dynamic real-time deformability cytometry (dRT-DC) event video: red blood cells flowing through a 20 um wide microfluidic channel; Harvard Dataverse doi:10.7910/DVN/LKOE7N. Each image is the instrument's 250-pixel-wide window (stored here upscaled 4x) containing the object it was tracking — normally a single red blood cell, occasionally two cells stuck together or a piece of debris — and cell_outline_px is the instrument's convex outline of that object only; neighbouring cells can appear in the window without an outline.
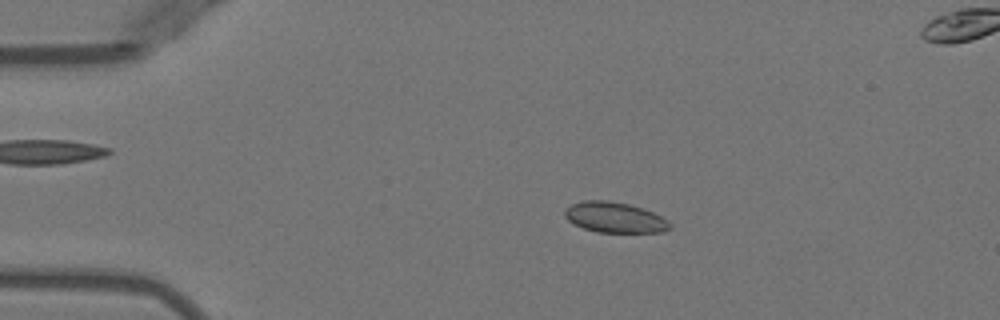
{"species": "Egyptian fruit bat (a non-hibernating species)", "species_latin": "Rousettus aegyptiacus", "temperature_condition": "warm", "stored_images_in_passage": 52, "segment_of_instrument_passage": [1, 2], "camera_frame_rate_fps": 3000, "um_per_image_px": 0.085, "animal": {"sex": "female"}, "frame": {"image": 1, "passage_image": 10, "time_ms": 3.0, "image_size_px": [1000, 320], "cell_outline_px": [[672, 228], [664, 232], [596, 232], [584, 228], [568, 220], [564, 216], [564, 208], [572, 204], [584, 200], [608, 200], [628, 204], [644, 208], [668, 220], [672, 224]], "centroid_in_image_um": [52.27, 18.48], "position_along_channel_um": 32.7, "area_um2": 18.79}}
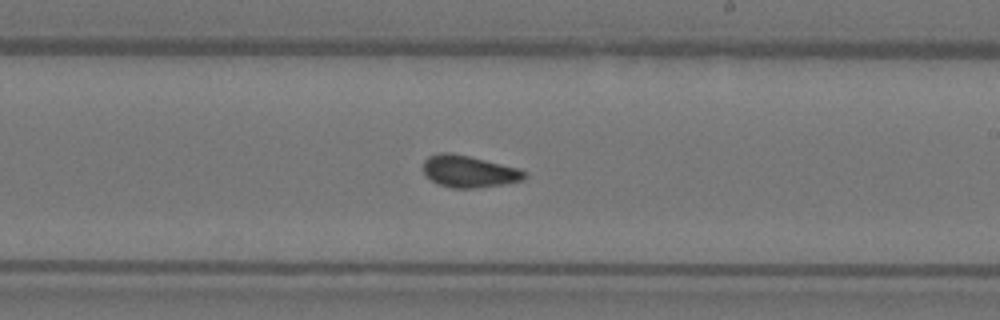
{"frame": {"image": 2, "passage_image": 30, "time_ms": 9.667, "image_size_px": [1000, 320], "cell_outline_px": [[528, 176], [520, 180], [500, 184], [472, 188], [452, 188], [440, 184], [432, 180], [424, 172], [424, 160], [428, 156], [440, 152], [452, 152], [520, 168]], "centroid_in_image_um": [39.84, 14.55], "position_along_channel_um": 249.2, "area_um2": 18.55}}
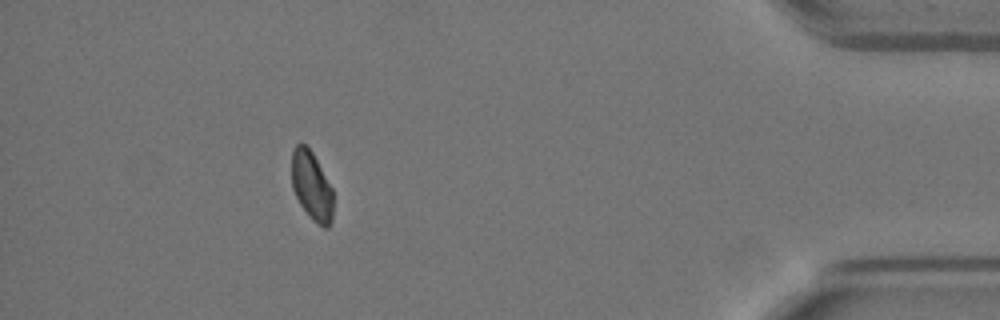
{"frame": {"image": 3, "passage_image": 46, "time_ms": 15.0, "image_size_px": [1000, 320], "cell_outline_px": [[332, 220], [328, 228], [324, 228], [312, 220], [300, 204], [292, 188], [292, 148], [300, 140], [312, 152], [332, 188]], "centroid_in_image_um": [26.47, 15.79], "position_along_channel_um": 408.7, "area_um2": 16.65}}